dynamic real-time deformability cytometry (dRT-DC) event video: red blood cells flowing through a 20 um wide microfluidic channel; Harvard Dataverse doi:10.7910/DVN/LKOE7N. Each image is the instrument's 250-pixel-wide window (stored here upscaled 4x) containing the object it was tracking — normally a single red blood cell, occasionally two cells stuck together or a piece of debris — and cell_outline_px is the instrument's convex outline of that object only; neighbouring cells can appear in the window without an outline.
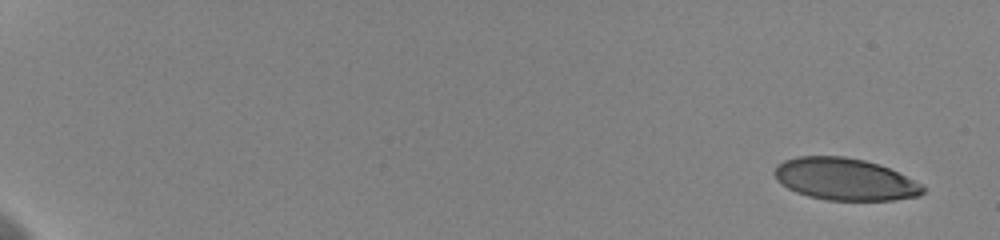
{"species": "human", "species_latin": "Homo sapiens", "temperature_condition": "cold", "stored_images_in_passage": 57, "camera_frame_rate_fps": 3000, "um_per_image_px": 0.085, "donor": {"sex": "female"}, "frame": {"image": 1, "passage_image": 1, "time_ms": 0.0, "image_size_px": [1000, 240], "cell_outline_px": [[924, 192], [920, 196], [892, 200], [828, 200], [808, 196], [796, 192], [788, 188], [776, 180], [772, 172], [776, 164], [784, 160], [796, 156], [844, 156], [864, 160], [880, 164], [924, 184]], "centroid_in_image_um": [71.8, 15.22], "position_along_channel_um": 13.2, "area_um2": 36.7}}
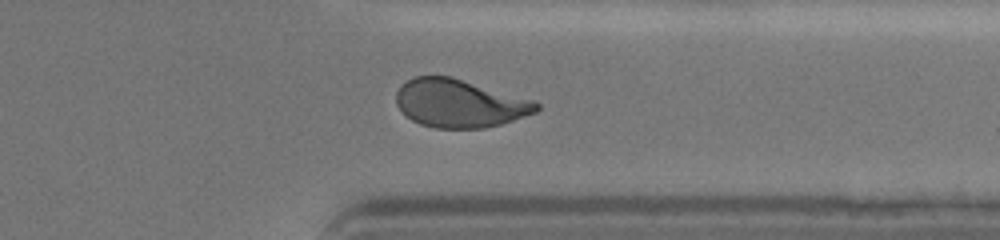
{"frame": {"image": 2, "passage_image": 47, "time_ms": 15.333, "image_size_px": [1000, 240], "cell_outline_px": [[540, 108], [536, 112], [500, 124], [484, 128], [436, 128], [420, 124], [412, 120], [396, 104], [396, 92], [400, 84], [412, 76], [452, 76], [532, 100], [540, 104]], "centroid_in_image_um": [39.03, 8.77], "position_along_channel_um": 372.4, "area_um2": 39.19}}
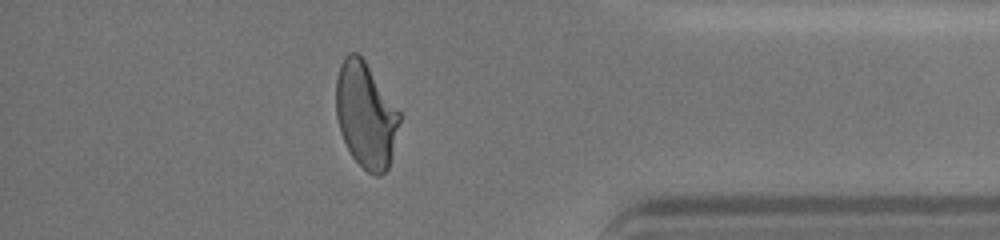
{"frame": {"image": 3, "passage_image": 51, "time_ms": 16.667, "image_size_px": [1000, 240], "cell_outline_px": [[400, 120], [388, 168], [380, 176], [376, 176], [368, 172], [352, 156], [340, 132], [336, 116], [336, 76], [340, 64], [344, 56], [348, 52], [356, 52], [364, 60], [400, 112]], "centroid_in_image_um": [31.06, 9.76], "position_along_channel_um": 404.1, "area_um2": 38.67}, "authors_computed_cell_mechanics": {"area_um2": 39.304, "velocity_mm_per_s": 3.6131, "shape_relaxation_time_tau1_ms": 6.7233, "shape_relaxation_time_tau2_ms": 1.0819, "deformation_change_tau1": 0.1895, "deformation_change_tau2": 0.0764}}